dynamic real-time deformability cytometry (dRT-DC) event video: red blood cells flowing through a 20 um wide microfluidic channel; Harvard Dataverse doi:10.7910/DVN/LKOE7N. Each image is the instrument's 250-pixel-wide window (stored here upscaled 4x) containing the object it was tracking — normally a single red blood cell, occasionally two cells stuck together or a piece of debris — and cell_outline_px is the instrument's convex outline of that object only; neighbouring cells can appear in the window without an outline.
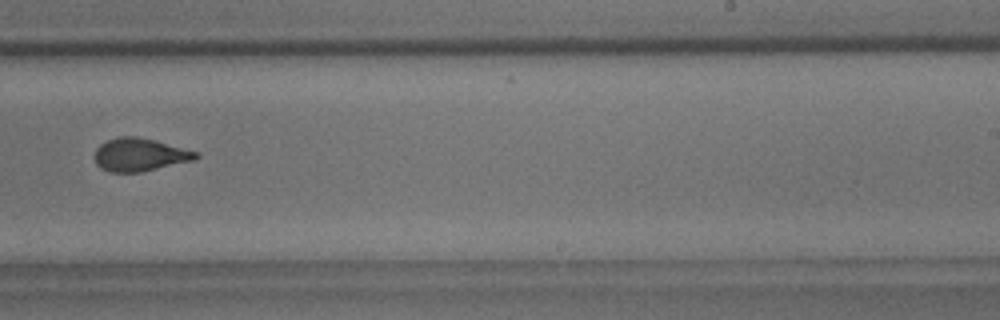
{"species": "common noctule bat (a hibernating species)", "species_latin": "Nyctalus noctula", "temperature_condition": "room temperature", "stored_images_in_passage": 11, "camera_frame_rate_fps": 3000, "um_per_image_px": 0.085, "animal": {"sex": "male", "body_mass_g": 18.8}, "frame": {"image": 1, "passage_image": 10, "time_ms": 11.0, "image_size_px": [1000, 320], "cell_outline_px": [[200, 156], [192, 160], [140, 172], [112, 172], [100, 168], [96, 164], [96, 148], [100, 144], [108, 140], [120, 136], [136, 136], [200, 152]], "centroid_in_image_um": [11.87, 13.15], "position_along_channel_um": 277.1, "area_um2": 19.13}}